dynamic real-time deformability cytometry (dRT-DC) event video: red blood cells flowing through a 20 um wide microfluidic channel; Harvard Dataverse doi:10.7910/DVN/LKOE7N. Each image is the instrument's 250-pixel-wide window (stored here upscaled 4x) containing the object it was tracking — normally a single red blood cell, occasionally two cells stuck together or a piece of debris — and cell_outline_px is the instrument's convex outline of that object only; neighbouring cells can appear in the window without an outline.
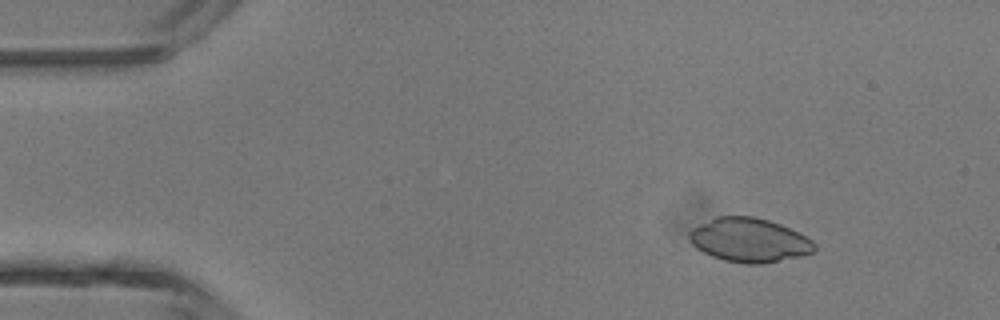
{"species": "common noctule bat (a hibernating species)", "species_latin": "Nyctalus noctula", "temperature_condition": "room temperature", "stored_images_in_passage": 44, "camera_frame_rate_fps": 3000, "um_per_image_px": 0.085, "animal": {"sex": "male", "body_mass_g": 13.3}, "frame": {"image": 1, "passage_image": 6, "time_ms": 1.667, "image_size_px": [1000, 320], "cell_outline_px": [[816, 248], [812, 252], [800, 256], [764, 264], [744, 264], [724, 260], [712, 256], [696, 248], [688, 240], [688, 232], [692, 228], [716, 216], [752, 216], [768, 220], [780, 224], [808, 236], [816, 244]], "centroid_in_image_um": [63.68, 20.41], "position_along_channel_um": 21.3, "area_um2": 32.31}}
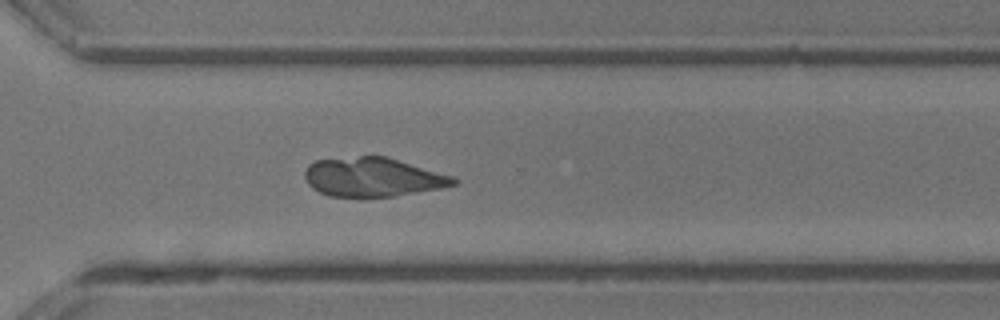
{"frame": {"image": 2, "passage_image": 33, "time_ms": 10.667, "image_size_px": [1000, 320], "cell_outline_px": [[460, 180], [456, 184], [440, 188], [396, 196], [328, 196], [312, 188], [308, 184], [304, 176], [304, 172], [308, 164], [316, 160], [360, 156], [388, 156], [452, 176]], "centroid_in_image_um": [31.68, 15.04], "position_along_channel_um": 338.9, "area_um2": 33.81}}
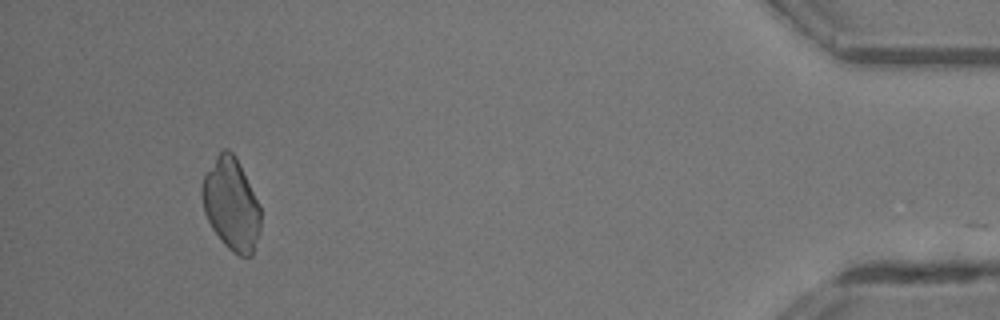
{"frame": {"image": 3, "passage_image": 43, "time_ms": 14.0, "image_size_px": [1000, 320], "cell_outline_px": [[260, 228], [252, 256], [240, 256], [232, 252], [224, 244], [212, 228], [204, 212], [200, 192], [200, 188], [204, 176], [216, 156], [224, 148], [228, 148], [232, 152], [260, 204]], "centroid_in_image_um": [19.64, 17.38], "position_along_channel_um": 415.6, "area_um2": 31.15}}